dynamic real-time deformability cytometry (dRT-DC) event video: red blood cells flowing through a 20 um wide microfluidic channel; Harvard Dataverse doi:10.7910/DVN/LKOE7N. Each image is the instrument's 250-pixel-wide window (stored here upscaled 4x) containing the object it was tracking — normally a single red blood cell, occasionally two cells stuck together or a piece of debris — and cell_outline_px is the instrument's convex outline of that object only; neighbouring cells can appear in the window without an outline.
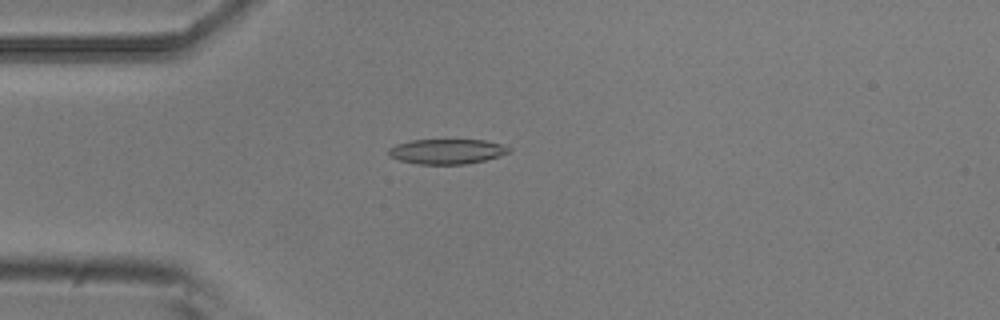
{"species": "common noctule bat (a hibernating species)", "species_latin": "Nyctalus noctula", "temperature_condition": "room temperature", "stored_images_in_passage": 4, "camera_frame_rate_fps": 3000, "um_per_image_px": 0.085, "animal": {"sex": "male", "body_mass_g": 20.5, "forearm_length_mm": 52.5}, "frame": {"image": 1, "passage_image": 2, "time_ms": 0.333, "image_size_px": [1000, 320], "cell_outline_px": [[512, 152], [484, 160], [464, 164], [416, 164], [400, 160], [388, 156], [388, 148], [396, 144], [412, 140], [484, 140], [500, 144], [512, 148]], "centroid_in_image_um": [37.97, 12.87], "position_along_channel_um": 47.0, "area_um2": 17.51}}
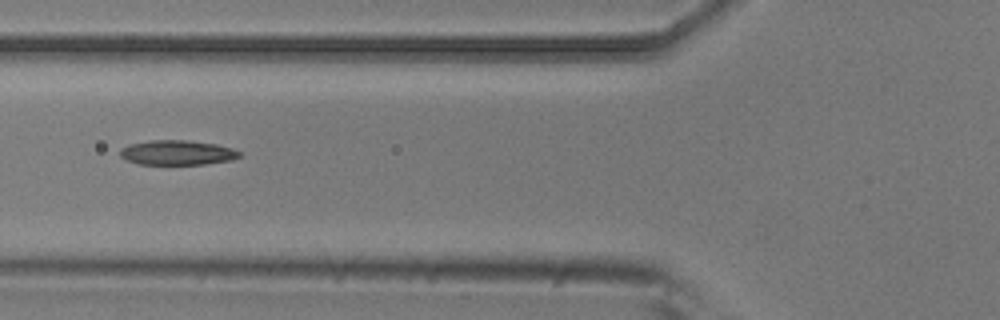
{"frame": {"image": 2, "passage_image": 4, "time_ms": 1.0, "image_size_px": [1000, 320], "cell_outline_px": [[240, 156], [232, 160], [204, 164], [136, 164], [120, 156], [120, 148], [128, 144], [148, 140], [188, 140], [216, 144], [232, 148], [240, 152]], "centroid_in_image_um": [15.04, 12.96], "position_along_channel_um": 110.8, "area_um2": 17.28}}